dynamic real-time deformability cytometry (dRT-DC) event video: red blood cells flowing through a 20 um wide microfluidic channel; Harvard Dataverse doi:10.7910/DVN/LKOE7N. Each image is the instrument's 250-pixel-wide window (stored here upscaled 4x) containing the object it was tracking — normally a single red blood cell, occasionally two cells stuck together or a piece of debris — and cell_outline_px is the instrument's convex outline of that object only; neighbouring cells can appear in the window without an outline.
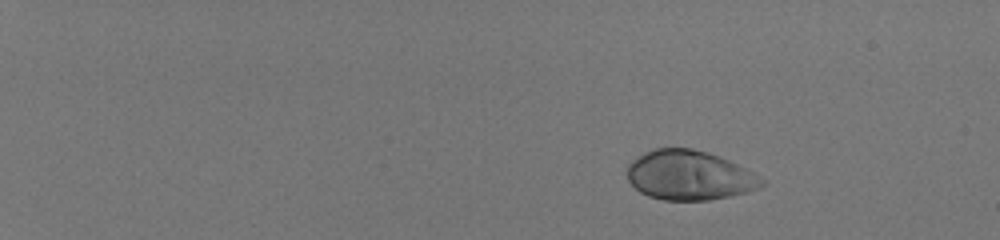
{"species": "human", "species_latin": "Homo sapiens", "temperature_condition": "room temperature", "stored_images_in_passage": 47, "camera_frame_rate_fps": 3000, "um_per_image_px": 0.085, "donor": {"sex": "male"}, "frame": {"image": 1, "passage_image": 1, "time_ms": 0.0, "image_size_px": [1000, 240], "cell_outline_px": [[764, 184], [760, 188], [748, 192], [708, 200], [664, 200], [648, 196], [640, 192], [628, 180], [628, 164], [632, 160], [644, 152], [656, 148], [692, 148], [708, 152], [728, 160], [752, 172], [764, 180]], "centroid_in_image_um": [58.58, 14.9], "position_along_channel_um": 26.4, "area_um2": 38.67}}
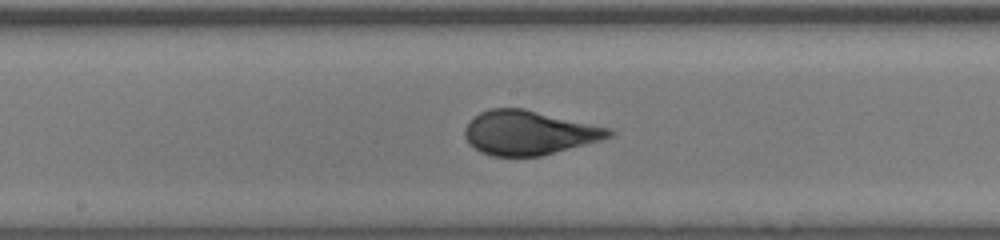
{"frame": {"image": 2, "passage_image": 27, "time_ms": 8.667, "image_size_px": [1000, 240], "cell_outline_px": [[616, 132], [612, 136], [600, 140], [540, 156], [492, 156], [480, 152], [468, 144], [464, 136], [464, 128], [480, 112], [488, 108], [524, 108], [612, 128]], "centroid_in_image_um": [44.96, 11.27], "position_along_channel_um": 203.2, "area_um2": 37.22}}
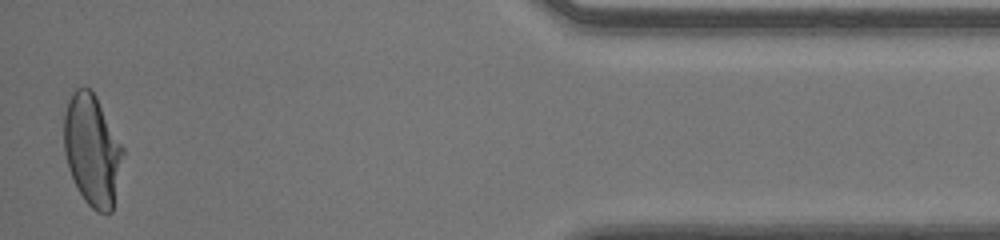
{"frame": {"image": 3, "passage_image": 47, "time_ms": 15.333, "image_size_px": [1000, 240], "cell_outline_px": [[124, 152], [112, 212], [96, 212], [84, 200], [68, 168], [64, 152], [64, 112], [68, 100], [72, 92], [76, 88], [88, 88], [96, 96], [124, 148]], "centroid_in_image_um": [7.83, 12.75], "position_along_channel_um": 427.4, "area_um2": 37.97}, "authors_computed_cell_mechanics": {"area_um2": 37.3388, "velocity_mm_per_s": 4.0689, "shape_relaxation_time_tau1_ms": 4.1794, "shape_relaxation_time_tau2_ms": null, "deformation_change_tau1": 0.2174, "deformation_change_tau2": null}}